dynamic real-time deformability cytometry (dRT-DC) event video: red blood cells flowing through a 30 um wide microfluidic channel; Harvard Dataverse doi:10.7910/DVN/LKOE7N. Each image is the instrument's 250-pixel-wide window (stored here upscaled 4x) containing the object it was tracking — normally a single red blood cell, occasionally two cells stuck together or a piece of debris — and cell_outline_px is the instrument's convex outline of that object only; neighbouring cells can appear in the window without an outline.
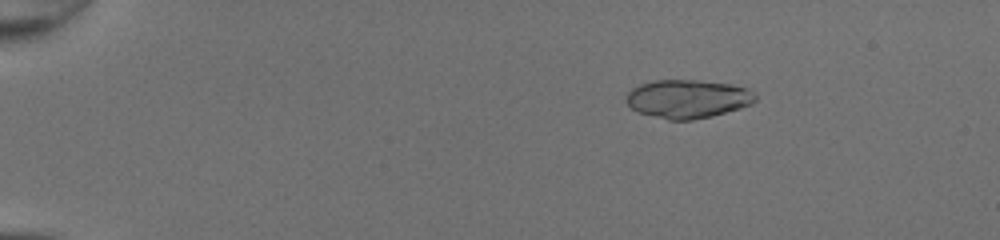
{"species": "common noctule bat (a hibernating species)", "species_latin": "Nyctalus noctula", "temperature_condition": "room temperature", "stored_images_in_passage": 51, "camera_frame_rate_fps": 3000, "um_per_image_px": 0.085, "animal": {"sex": "female", "body_mass_g": 20.0, "forearm_length_mm": 54.0}, "frame": {"image": 1, "passage_image": 10, "time_ms": 3.0, "image_size_px": [1000, 240], "cell_outline_px": [[756, 100], [752, 104], [740, 108], [712, 116], [692, 120], [668, 120], [636, 112], [624, 100], [628, 92], [632, 88], [640, 84], [652, 80], [696, 80], [732, 84], [744, 88], [752, 92], [756, 96]], "centroid_in_image_um": [58.41, 8.41], "position_along_channel_um": 26.6, "area_um2": 29.07}}
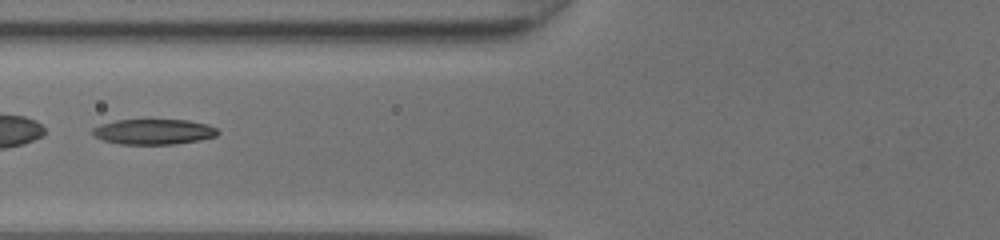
{"frame": {"image": 2, "passage_image": 24, "time_ms": 7.667, "image_size_px": [1000, 240], "cell_outline_px": [[220, 132], [216, 136], [200, 140], [172, 144], [120, 144], [104, 140], [92, 136], [92, 128], [100, 124], [116, 120], [188, 120], [208, 124], [216, 128]], "centroid_in_image_um": [13.05, 11.19], "position_along_channel_um": 112.7, "area_um2": 18.55}}
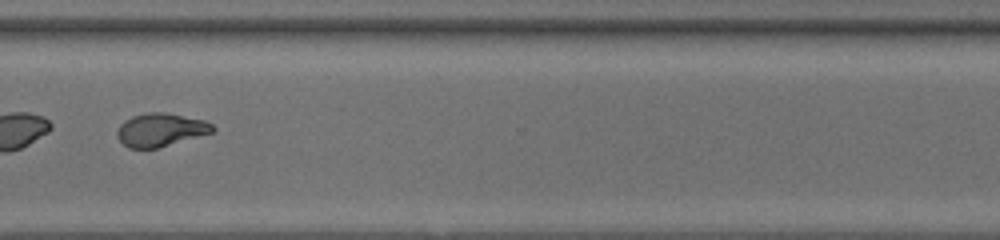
{"frame": {"image": 3, "passage_image": 41, "time_ms": 13.333, "image_size_px": [1000, 240], "cell_outline_px": [[216, 128], [212, 132], [156, 148], [128, 148], [116, 136], [116, 132], [120, 124], [124, 120], [132, 116], [148, 112], [164, 112], [204, 120], [212, 124]], "centroid_in_image_um": [13.61, 11.02], "position_along_channel_um": 357.0, "area_um2": 18.26}, "authors_computed_cell_mechanics": {"area_um2": 28.9, "velocity_mm_per_s": 4.3119, "shape_relaxation_time_tau1_ms": 8.6489, "shape_relaxation_time_tau2_ms": 2.6048, "deformation_change_tau1": 0.3236, "deformation_change_tau2": 0.0708}}